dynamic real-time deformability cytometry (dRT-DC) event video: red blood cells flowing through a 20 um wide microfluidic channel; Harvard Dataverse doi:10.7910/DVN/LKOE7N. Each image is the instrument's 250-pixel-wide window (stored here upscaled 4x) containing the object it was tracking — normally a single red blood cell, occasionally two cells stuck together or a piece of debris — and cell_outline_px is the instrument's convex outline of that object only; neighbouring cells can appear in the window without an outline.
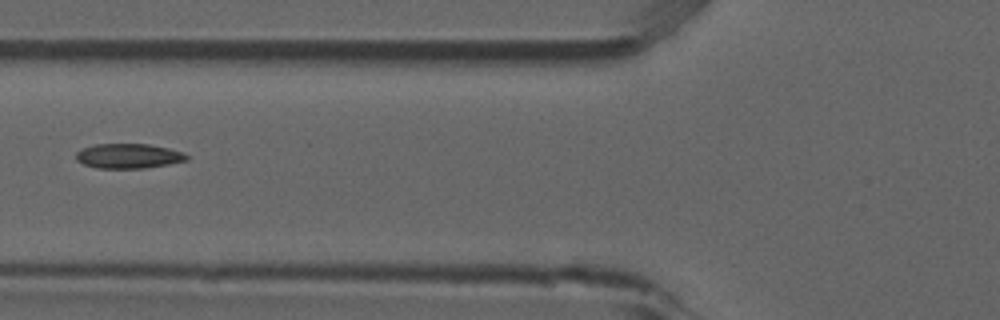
{"species": "common noctule bat (a hibernating species)", "species_latin": "Nyctalus noctula", "temperature_condition": "room temperature", "stored_images_in_passage": 6, "camera_frame_rate_fps": 3000, "um_per_image_px": 0.085, "animal": {"sex": "male", "forearm_length_mm": 52.5}, "frame": {"image": 1, "passage_image": 6, "time_ms": 1.667, "image_size_px": [1000, 320], "cell_outline_px": [[188, 160], [168, 164], [144, 168], [96, 168], [84, 164], [76, 160], [76, 152], [84, 148], [96, 144], [148, 144], [168, 148], [184, 152], [188, 156]], "centroid_in_image_um": [10.93, 13.26], "position_along_channel_um": 114.9, "area_um2": 15.9}}